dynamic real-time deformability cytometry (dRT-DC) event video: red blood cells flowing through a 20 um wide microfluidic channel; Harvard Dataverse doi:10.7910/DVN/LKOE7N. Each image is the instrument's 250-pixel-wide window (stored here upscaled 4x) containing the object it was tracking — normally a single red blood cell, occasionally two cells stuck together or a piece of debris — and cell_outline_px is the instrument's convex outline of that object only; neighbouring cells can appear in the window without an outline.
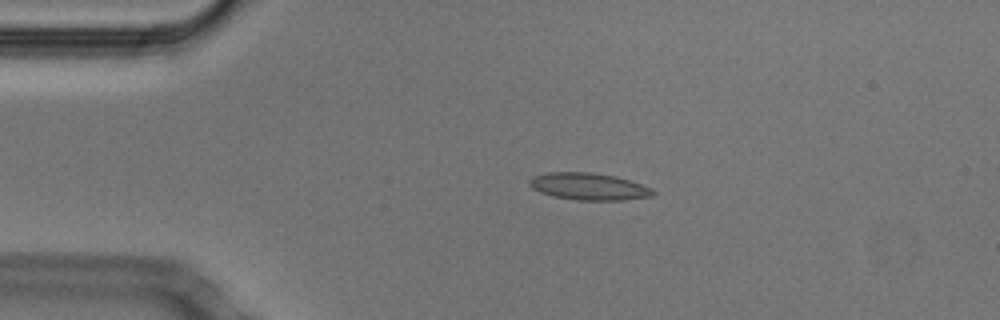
{"species": "Egyptian fruit bat (a non-hibernating species)", "species_latin": "Rousettus aegyptiacus", "temperature_condition": "cold", "stored_images_in_passage": 43, "camera_frame_rate_fps": 3000, "um_per_image_px": 0.085, "animal": {"sex": "male"}, "frame": {"image": 1, "passage_image": 1, "time_ms": 0.0, "image_size_px": [1000, 320], "cell_outline_px": [[656, 192], [652, 196], [620, 200], [576, 200], [552, 196], [540, 192], [532, 188], [528, 184], [528, 180], [532, 176], [548, 172], [592, 172], [616, 176], [652, 188]], "centroid_in_image_um": [50.0, 15.84], "position_along_channel_um": 35.0, "area_um2": 19.54}}
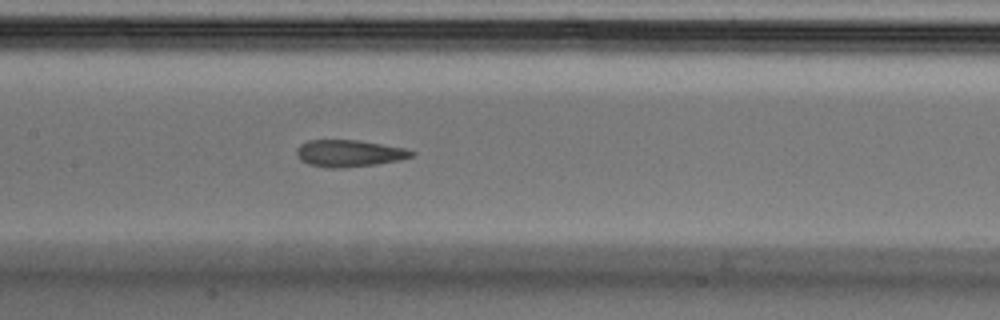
{"frame": {"image": 2, "passage_image": 15, "time_ms": 4.667, "image_size_px": [1000, 320], "cell_outline_px": [[416, 152], [412, 156], [400, 160], [376, 164], [340, 168], [328, 168], [308, 164], [300, 160], [296, 156], [296, 148], [300, 144], [308, 140], [356, 140], [404, 148]], "centroid_in_image_um": [29.62, 13.03], "position_along_channel_um": 177.8, "area_um2": 17.98}}
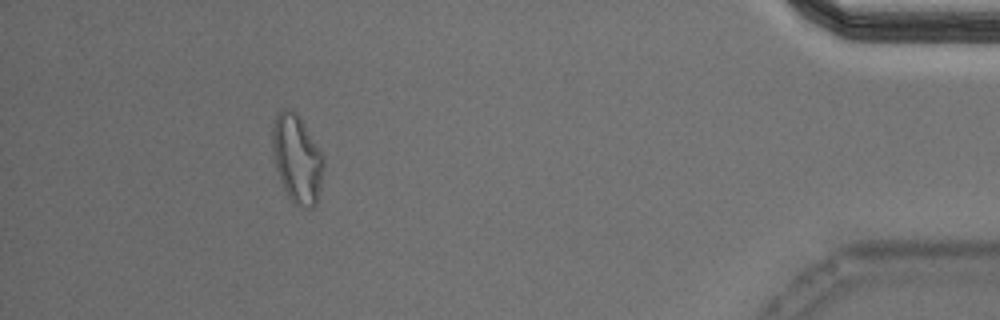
{"frame": {"image": 3, "passage_image": 38, "time_ms": 12.333, "image_size_px": [1000, 320], "cell_outline_px": [[324, 168], [316, 204], [312, 208], [304, 208], [296, 204], [288, 196], [280, 180], [276, 168], [272, 148], [272, 128], [276, 112], [284, 108], [288, 108], [296, 112], [324, 156]], "centroid_in_image_um": [25.24, 13.48], "position_along_channel_um": 410.0, "area_um2": 26.24}, "authors_computed_cell_mechanics": {"area_um2": 19.1318, "velocity_mm_per_s": 3.7766, "shape_relaxation_time_tau1_ms": null, "shape_relaxation_time_tau2_ms": 1.7943, "deformation_change_tau1": null, "deformation_change_tau2": 0.0729}}